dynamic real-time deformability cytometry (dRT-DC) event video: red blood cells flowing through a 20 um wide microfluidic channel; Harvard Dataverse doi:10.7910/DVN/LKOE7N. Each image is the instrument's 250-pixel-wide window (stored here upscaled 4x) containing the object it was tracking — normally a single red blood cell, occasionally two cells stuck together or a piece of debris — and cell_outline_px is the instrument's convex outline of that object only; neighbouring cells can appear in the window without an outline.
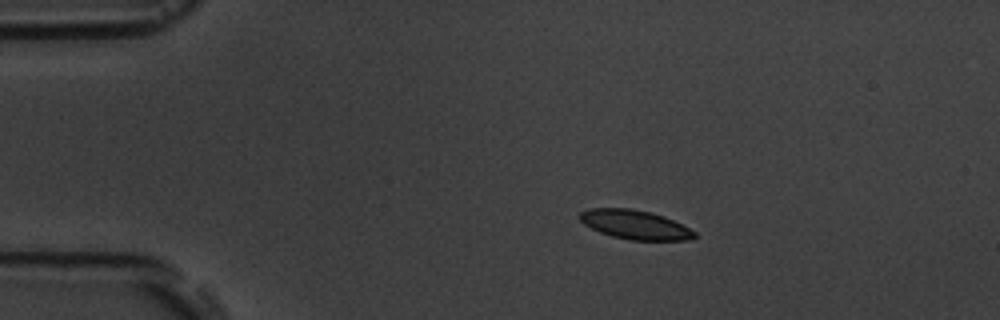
{"species": "common noctule bat (a hibernating species)", "species_latin": "Nyctalus noctula", "temperature_condition": "room temperature", "stored_images_in_passage": 4, "camera_frame_rate_fps": 3000, "um_per_image_px": 0.085, "animal": {"sex": "male", "body_mass_g": 19.5, "forearm_length_mm": 54.6}, "frame": {"image": 1, "passage_image": 2, "time_ms": 1.333, "image_size_px": [1000, 320], "cell_outline_px": [[696, 236], [688, 240], [628, 240], [612, 236], [600, 232], [584, 224], [576, 216], [580, 212], [588, 208], [632, 208], [652, 212], [664, 216], [696, 232]], "centroid_in_image_um": [53.93, 19.08], "position_along_channel_um": 31.1, "area_um2": 19.54}}